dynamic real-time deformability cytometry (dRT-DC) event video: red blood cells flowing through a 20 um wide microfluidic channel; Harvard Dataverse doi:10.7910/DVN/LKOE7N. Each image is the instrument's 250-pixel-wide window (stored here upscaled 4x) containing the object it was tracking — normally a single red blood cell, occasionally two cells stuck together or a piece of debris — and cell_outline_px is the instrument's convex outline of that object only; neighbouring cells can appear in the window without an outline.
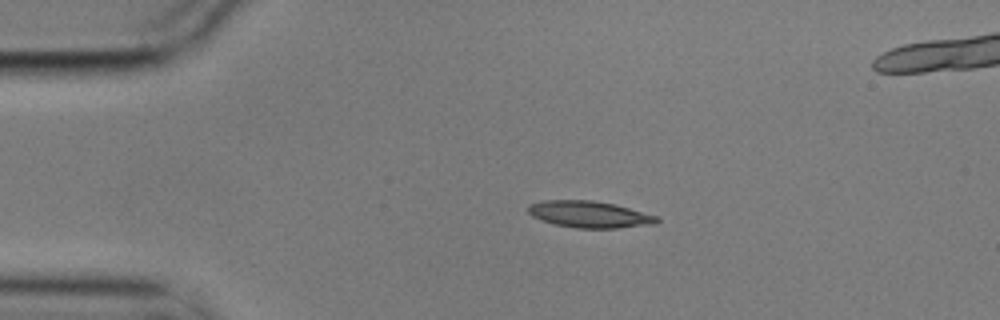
{"species": "common noctule bat (a hibernating species)", "species_latin": "Nyctalus noctula", "temperature_condition": "cold", "stored_images_in_passage": 15, "camera_frame_rate_fps": 3000, "um_per_image_px": 0.085, "animal": {"sex": "male", "body_mass_g": 17.9}, "frame": {"image": 1, "passage_image": 2, "time_ms": 0.333, "image_size_px": [1000, 320], "cell_outline_px": [[660, 220], [656, 224], [616, 228], [576, 228], [556, 224], [540, 220], [532, 216], [528, 212], [528, 204], [544, 200], [592, 200], [616, 204], [660, 216]], "centroid_in_image_um": [50.14, 18.21], "position_along_channel_um": 34.9, "area_um2": 20.23}}
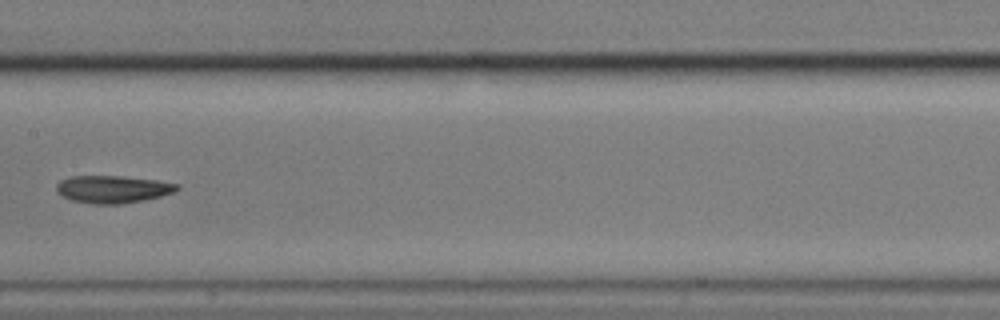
{"frame": {"image": 2, "passage_image": 7, "time_ms": 2.0, "image_size_px": [1000, 320], "cell_outline_px": [[180, 188], [172, 192], [160, 196], [144, 200], [120, 204], [88, 204], [72, 200], [56, 192], [56, 184], [60, 180], [68, 176], [120, 176], [156, 180], [180, 184]], "centroid_in_image_um": [9.55, 16.08], "position_along_channel_um": 197.8, "area_um2": 19.36}}
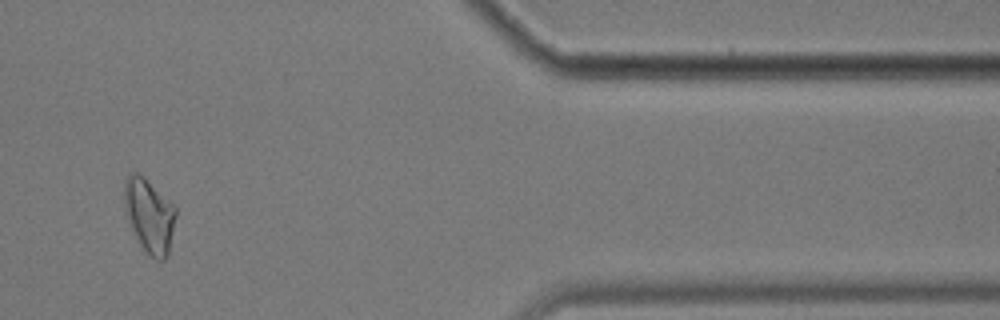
{"frame": {"image": 3, "passage_image": 12, "time_ms": 3.667, "image_size_px": [1000, 320], "cell_outline_px": [[176, 216], [168, 256], [164, 260], [156, 260], [136, 240], [132, 232], [124, 208], [124, 180], [132, 172], [136, 172], [144, 176], [176, 208]], "centroid_in_image_um": [12.68, 18.32], "position_along_channel_um": 398.7, "area_um2": 22.2}}